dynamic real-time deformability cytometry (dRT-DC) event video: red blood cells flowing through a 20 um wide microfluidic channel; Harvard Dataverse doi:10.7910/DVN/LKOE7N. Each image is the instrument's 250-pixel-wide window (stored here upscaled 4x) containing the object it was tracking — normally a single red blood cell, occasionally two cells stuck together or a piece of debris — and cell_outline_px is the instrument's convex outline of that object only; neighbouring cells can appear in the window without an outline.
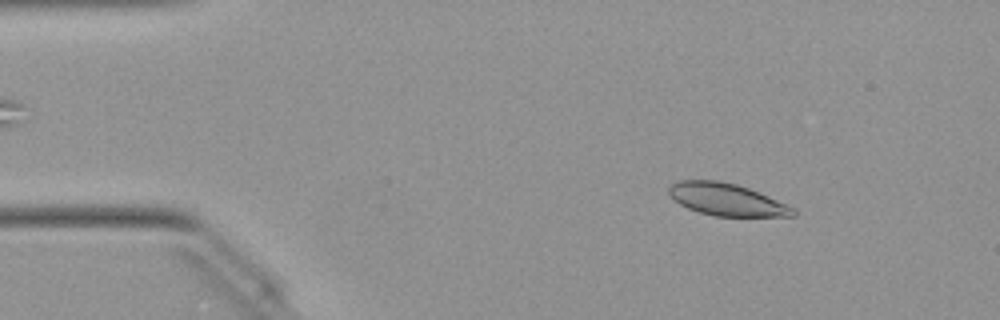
{"species": "Egyptian fruit bat (a non-hibernating species)", "species_latin": "Rousettus aegyptiacus", "temperature_condition": "warm", "stored_images_in_passage": 49, "camera_frame_rate_fps": 3000, "um_per_image_px": 0.085, "animal": {"sex": "female"}, "frame": {"image": 1, "passage_image": 6, "time_ms": 1.667, "image_size_px": [1000, 320], "cell_outline_px": [[796, 216], [716, 216], [700, 212], [688, 208], [680, 204], [668, 192], [668, 188], [672, 184], [680, 180], [720, 180], [736, 184], [748, 188], [768, 196], [796, 208]], "centroid_in_image_um": [61.79, 16.95], "position_along_channel_um": 23.2, "area_um2": 23.18}}
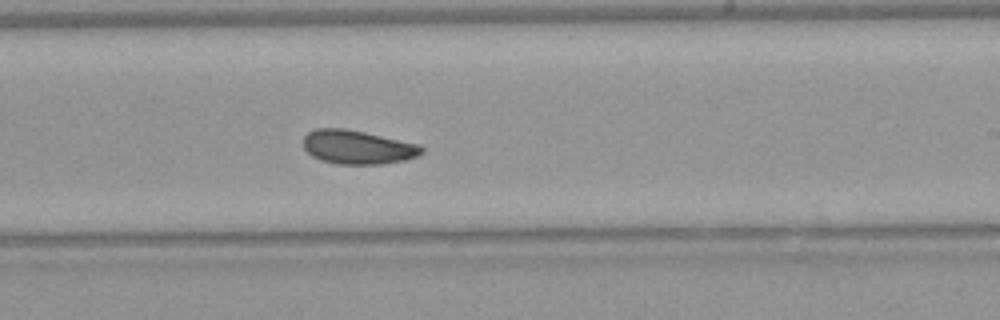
{"frame": {"image": 2, "passage_image": 29, "time_ms": 9.333, "image_size_px": [1000, 320], "cell_outline_px": [[424, 152], [416, 156], [404, 160], [384, 164], [336, 164], [320, 160], [312, 156], [304, 148], [304, 136], [308, 132], [316, 128], [344, 128], [364, 132], [416, 144], [424, 148]], "centroid_in_image_um": [30.36, 12.51], "position_along_channel_um": 258.6, "area_um2": 23.18}}
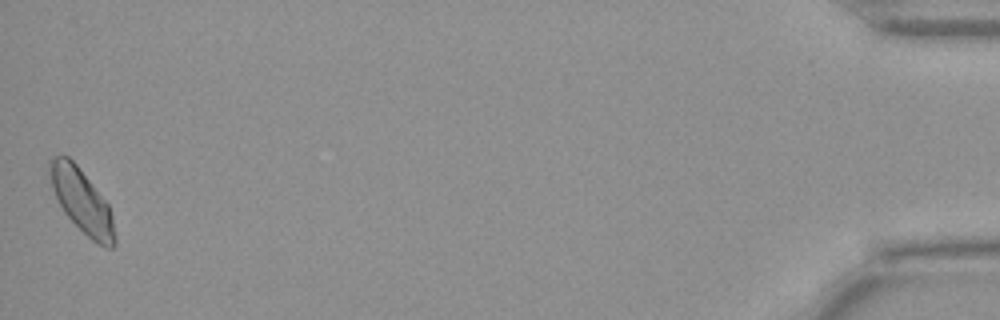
{"frame": {"image": 3, "passage_image": 49, "time_ms": 16.0, "image_size_px": [1000, 320], "cell_outline_px": [[116, 244], [112, 248], [104, 248], [92, 240], [64, 212], [52, 188], [48, 168], [48, 160], [52, 156], [68, 156], [76, 164], [108, 204], [112, 216], [116, 240]], "centroid_in_image_um": [6.95, 17.08], "position_along_channel_um": 428.2, "area_um2": 23.76}, "authors_computed_cell_mechanics": {"area_um2": 23.2934, "velocity_mm_per_s": 4.0206, "shape_relaxation_time_tau1_ms": 9.5905, "shape_relaxation_time_tau2_ms": 2.5644, "deformation_change_tau1": 0.1517, "deformation_change_tau2": 0.0715}}